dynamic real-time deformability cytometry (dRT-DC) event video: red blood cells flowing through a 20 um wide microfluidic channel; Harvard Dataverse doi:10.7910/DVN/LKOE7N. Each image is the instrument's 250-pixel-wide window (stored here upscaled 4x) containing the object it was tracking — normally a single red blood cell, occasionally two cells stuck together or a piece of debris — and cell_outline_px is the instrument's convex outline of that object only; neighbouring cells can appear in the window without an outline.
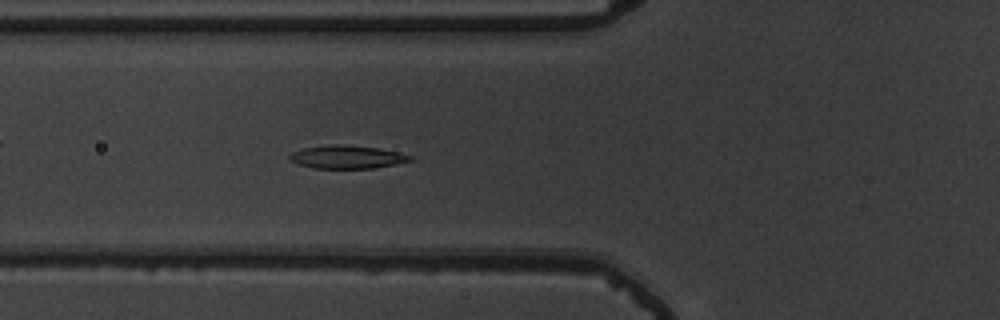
{"species": "common noctule bat (a hibernating species)", "species_latin": "Nyctalus noctula", "temperature_condition": "warm", "stored_images_in_passage": 55, "camera_frame_rate_fps": 3000, "um_per_image_px": 0.085, "animal": {"sex": "male", "body_mass_g": 19.5, "forearm_length_mm": 54.6}, "frame": {"image": 1, "passage_image": 21, "time_ms": 6.667, "image_size_px": [1000, 320], "cell_outline_px": [[412, 160], [396, 164], [376, 168], [316, 168], [300, 164], [292, 160], [288, 156], [292, 152], [304, 148], [328, 144], [340, 144], [376, 148], [396, 152], [412, 156]], "centroid_in_image_um": [29.5, 13.34], "position_along_channel_um": 96.3, "area_um2": 15.95}}
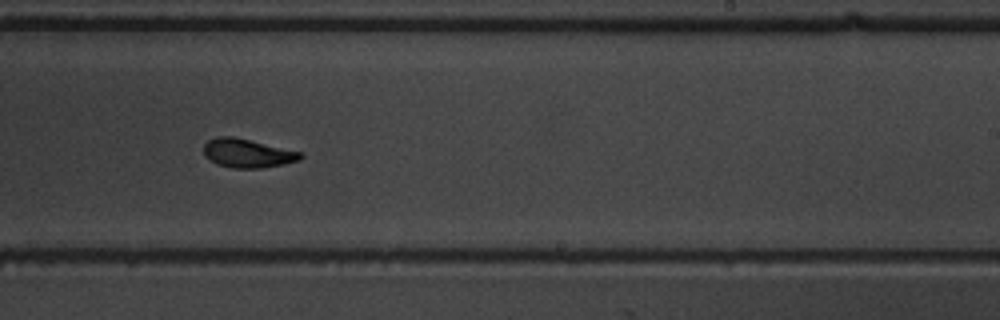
{"frame": {"image": 2, "passage_image": 35, "time_ms": 11.333, "image_size_px": [1000, 320], "cell_outline_px": [[304, 156], [300, 160], [284, 164], [260, 168], [232, 168], [216, 164], [204, 156], [204, 144], [208, 140], [216, 136], [232, 136], [304, 152]], "centroid_in_image_um": [21.05, 13.02], "position_along_channel_um": 268.0, "area_um2": 16.42}}
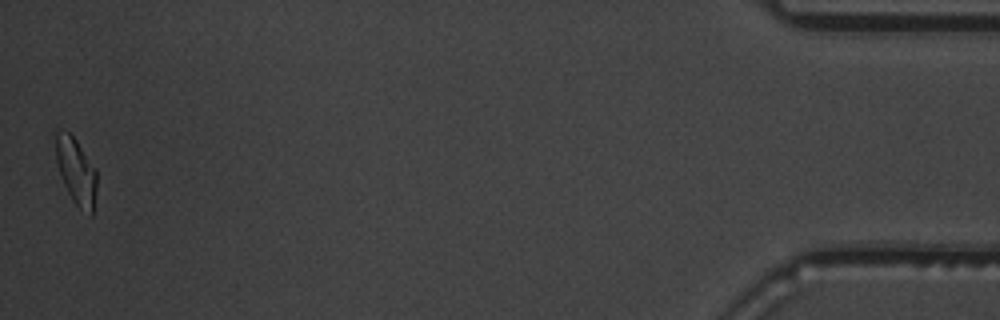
{"frame": {"image": 3, "passage_image": 55, "time_ms": 18.0, "image_size_px": [1000, 320], "cell_outline_px": [[96, 188], [92, 216], [80, 208], [72, 200], [60, 176], [56, 160], [56, 132], [60, 128], [68, 132], [76, 140], [96, 168]], "centroid_in_image_um": [6.47, 14.54], "position_along_channel_um": 428.7, "area_um2": 15.78}, "authors_computed_cell_mechanics": {"area_um2": 16.4152, "velocity_mm_per_s": 3.6767, "shape_relaxation_time_tau1_ms": 3.3918, "shape_relaxation_time_tau2_ms": 2.0852, "deformation_change_tau1": 0.1751, "deformation_change_tau2": 0.0915}}